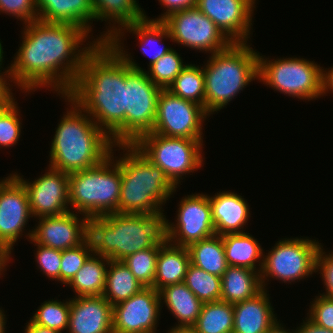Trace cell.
<instances>
[{"label":"cell","instance_id":"obj_1","mask_svg":"<svg viewBox=\"0 0 333 333\" xmlns=\"http://www.w3.org/2000/svg\"><path fill=\"white\" fill-rule=\"evenodd\" d=\"M21 32L22 43L7 66L9 81L28 95L42 87L51 88L59 96L69 95L85 58L98 44L96 39L86 46L92 35L84 29L40 20L26 23Z\"/></svg>","mask_w":333,"mask_h":333},{"label":"cell","instance_id":"obj_2","mask_svg":"<svg viewBox=\"0 0 333 333\" xmlns=\"http://www.w3.org/2000/svg\"><path fill=\"white\" fill-rule=\"evenodd\" d=\"M69 96L116 144H126V63L105 42L85 58Z\"/></svg>","mask_w":333,"mask_h":333},{"label":"cell","instance_id":"obj_3","mask_svg":"<svg viewBox=\"0 0 333 333\" xmlns=\"http://www.w3.org/2000/svg\"><path fill=\"white\" fill-rule=\"evenodd\" d=\"M69 109L60 119L50 147V167L72 173L101 163L115 144L93 119L69 96Z\"/></svg>","mask_w":333,"mask_h":333},{"label":"cell","instance_id":"obj_4","mask_svg":"<svg viewBox=\"0 0 333 333\" xmlns=\"http://www.w3.org/2000/svg\"><path fill=\"white\" fill-rule=\"evenodd\" d=\"M165 215L113 213L88 220L94 254L122 261L165 240Z\"/></svg>","mask_w":333,"mask_h":333},{"label":"cell","instance_id":"obj_5","mask_svg":"<svg viewBox=\"0 0 333 333\" xmlns=\"http://www.w3.org/2000/svg\"><path fill=\"white\" fill-rule=\"evenodd\" d=\"M116 147L123 150L122 157L119 156L117 160L121 167L117 213L165 214L162 206L169 201L173 193L175 194L178 187L159 166L152 164L133 144H116Z\"/></svg>","mask_w":333,"mask_h":333},{"label":"cell","instance_id":"obj_6","mask_svg":"<svg viewBox=\"0 0 333 333\" xmlns=\"http://www.w3.org/2000/svg\"><path fill=\"white\" fill-rule=\"evenodd\" d=\"M248 42H233L211 54L203 66L205 111L210 116L225 108L245 86L259 80L258 54Z\"/></svg>","mask_w":333,"mask_h":333},{"label":"cell","instance_id":"obj_7","mask_svg":"<svg viewBox=\"0 0 333 333\" xmlns=\"http://www.w3.org/2000/svg\"><path fill=\"white\" fill-rule=\"evenodd\" d=\"M111 154L98 165L69 173V203L72 212L88 219L117 213L121 190V167ZM114 158H116L114 160Z\"/></svg>","mask_w":333,"mask_h":333},{"label":"cell","instance_id":"obj_8","mask_svg":"<svg viewBox=\"0 0 333 333\" xmlns=\"http://www.w3.org/2000/svg\"><path fill=\"white\" fill-rule=\"evenodd\" d=\"M106 43L126 63V144H133L154 126L160 87L148 77L121 41Z\"/></svg>","mask_w":333,"mask_h":333},{"label":"cell","instance_id":"obj_9","mask_svg":"<svg viewBox=\"0 0 333 333\" xmlns=\"http://www.w3.org/2000/svg\"><path fill=\"white\" fill-rule=\"evenodd\" d=\"M258 56L259 82L300 100L322 97L323 68L315 61L300 57L270 60L260 53Z\"/></svg>","mask_w":333,"mask_h":333},{"label":"cell","instance_id":"obj_10","mask_svg":"<svg viewBox=\"0 0 333 333\" xmlns=\"http://www.w3.org/2000/svg\"><path fill=\"white\" fill-rule=\"evenodd\" d=\"M133 145L152 164L159 166L176 187L181 184L182 176L186 177L204 165L203 139L168 137L148 132Z\"/></svg>","mask_w":333,"mask_h":333},{"label":"cell","instance_id":"obj_11","mask_svg":"<svg viewBox=\"0 0 333 333\" xmlns=\"http://www.w3.org/2000/svg\"><path fill=\"white\" fill-rule=\"evenodd\" d=\"M263 256L260 273L263 289L269 278L291 284L316 273V254L319 241L307 237L283 238Z\"/></svg>","mask_w":333,"mask_h":333},{"label":"cell","instance_id":"obj_12","mask_svg":"<svg viewBox=\"0 0 333 333\" xmlns=\"http://www.w3.org/2000/svg\"><path fill=\"white\" fill-rule=\"evenodd\" d=\"M172 42L214 54L228 48L233 42L196 6L170 14L163 20Z\"/></svg>","mask_w":333,"mask_h":333},{"label":"cell","instance_id":"obj_13","mask_svg":"<svg viewBox=\"0 0 333 333\" xmlns=\"http://www.w3.org/2000/svg\"><path fill=\"white\" fill-rule=\"evenodd\" d=\"M209 115L197 103L173 95L169 90L160 91L157 113L152 133L162 136L204 139L203 123Z\"/></svg>","mask_w":333,"mask_h":333},{"label":"cell","instance_id":"obj_14","mask_svg":"<svg viewBox=\"0 0 333 333\" xmlns=\"http://www.w3.org/2000/svg\"><path fill=\"white\" fill-rule=\"evenodd\" d=\"M176 212V224L165 216V239L171 244L188 247L215 235L208 194L185 195Z\"/></svg>","mask_w":333,"mask_h":333},{"label":"cell","instance_id":"obj_15","mask_svg":"<svg viewBox=\"0 0 333 333\" xmlns=\"http://www.w3.org/2000/svg\"><path fill=\"white\" fill-rule=\"evenodd\" d=\"M45 174L34 181L13 173L25 187L32 218L56 216L71 211L69 203V173L48 166Z\"/></svg>","mask_w":333,"mask_h":333},{"label":"cell","instance_id":"obj_16","mask_svg":"<svg viewBox=\"0 0 333 333\" xmlns=\"http://www.w3.org/2000/svg\"><path fill=\"white\" fill-rule=\"evenodd\" d=\"M31 217L28 194L22 182L13 173L0 179V244L11 253Z\"/></svg>","mask_w":333,"mask_h":333},{"label":"cell","instance_id":"obj_17","mask_svg":"<svg viewBox=\"0 0 333 333\" xmlns=\"http://www.w3.org/2000/svg\"><path fill=\"white\" fill-rule=\"evenodd\" d=\"M159 291L145 287L113 306V333H157L162 310Z\"/></svg>","mask_w":333,"mask_h":333},{"label":"cell","instance_id":"obj_18","mask_svg":"<svg viewBox=\"0 0 333 333\" xmlns=\"http://www.w3.org/2000/svg\"><path fill=\"white\" fill-rule=\"evenodd\" d=\"M77 214L69 211L61 215L37 218L38 224L29 229L25 237L30 243L61 251L76 247L88 238L89 220L85 215L81 214L80 217Z\"/></svg>","mask_w":333,"mask_h":333},{"label":"cell","instance_id":"obj_19","mask_svg":"<svg viewBox=\"0 0 333 333\" xmlns=\"http://www.w3.org/2000/svg\"><path fill=\"white\" fill-rule=\"evenodd\" d=\"M256 0H198L196 7L232 42H248Z\"/></svg>","mask_w":333,"mask_h":333},{"label":"cell","instance_id":"obj_20","mask_svg":"<svg viewBox=\"0 0 333 333\" xmlns=\"http://www.w3.org/2000/svg\"><path fill=\"white\" fill-rule=\"evenodd\" d=\"M68 333H113V306L102 296L70 298Z\"/></svg>","mask_w":333,"mask_h":333},{"label":"cell","instance_id":"obj_21","mask_svg":"<svg viewBox=\"0 0 333 333\" xmlns=\"http://www.w3.org/2000/svg\"><path fill=\"white\" fill-rule=\"evenodd\" d=\"M209 203L212 212L215 234L244 233L250 215L247 200L235 192L220 191L215 195H209Z\"/></svg>","mask_w":333,"mask_h":333},{"label":"cell","instance_id":"obj_22","mask_svg":"<svg viewBox=\"0 0 333 333\" xmlns=\"http://www.w3.org/2000/svg\"><path fill=\"white\" fill-rule=\"evenodd\" d=\"M35 4L40 21L76 25L88 34L93 31L91 24L95 21V14L92 0H35Z\"/></svg>","mask_w":333,"mask_h":333},{"label":"cell","instance_id":"obj_23","mask_svg":"<svg viewBox=\"0 0 333 333\" xmlns=\"http://www.w3.org/2000/svg\"><path fill=\"white\" fill-rule=\"evenodd\" d=\"M267 292L263 289L255 297L233 304L232 333H265L278 320Z\"/></svg>","mask_w":333,"mask_h":333},{"label":"cell","instance_id":"obj_24","mask_svg":"<svg viewBox=\"0 0 333 333\" xmlns=\"http://www.w3.org/2000/svg\"><path fill=\"white\" fill-rule=\"evenodd\" d=\"M145 16L143 19L132 24L126 25L123 28L116 30L107 41H122L126 32L136 35L140 42L141 52L149 56V67L152 66L163 55L172 50L171 47L161 45L163 38L173 41L169 29L163 21H155ZM151 57V58H150Z\"/></svg>","mask_w":333,"mask_h":333},{"label":"cell","instance_id":"obj_25","mask_svg":"<svg viewBox=\"0 0 333 333\" xmlns=\"http://www.w3.org/2000/svg\"><path fill=\"white\" fill-rule=\"evenodd\" d=\"M138 0H92L95 21H105L109 24L96 42L105 43L121 27L132 24L146 16L145 10L137 2ZM113 24H112V23ZM117 26V27H116Z\"/></svg>","mask_w":333,"mask_h":333},{"label":"cell","instance_id":"obj_26","mask_svg":"<svg viewBox=\"0 0 333 333\" xmlns=\"http://www.w3.org/2000/svg\"><path fill=\"white\" fill-rule=\"evenodd\" d=\"M191 264L187 247L164 240L159 246L153 288L157 291L170 284L184 282Z\"/></svg>","mask_w":333,"mask_h":333},{"label":"cell","instance_id":"obj_27","mask_svg":"<svg viewBox=\"0 0 333 333\" xmlns=\"http://www.w3.org/2000/svg\"><path fill=\"white\" fill-rule=\"evenodd\" d=\"M159 296L161 305L165 304L177 319L178 324L176 323L173 327L187 328L195 325L203 303L184 282L163 287L159 290Z\"/></svg>","mask_w":333,"mask_h":333},{"label":"cell","instance_id":"obj_28","mask_svg":"<svg viewBox=\"0 0 333 333\" xmlns=\"http://www.w3.org/2000/svg\"><path fill=\"white\" fill-rule=\"evenodd\" d=\"M221 285L220 300L231 304L255 297L263 290L258 271L238 266L227 267Z\"/></svg>","mask_w":333,"mask_h":333},{"label":"cell","instance_id":"obj_29","mask_svg":"<svg viewBox=\"0 0 333 333\" xmlns=\"http://www.w3.org/2000/svg\"><path fill=\"white\" fill-rule=\"evenodd\" d=\"M249 234L244 232L222 236L226 260L228 266L246 267L261 273L265 252L259 241Z\"/></svg>","mask_w":333,"mask_h":333},{"label":"cell","instance_id":"obj_30","mask_svg":"<svg viewBox=\"0 0 333 333\" xmlns=\"http://www.w3.org/2000/svg\"><path fill=\"white\" fill-rule=\"evenodd\" d=\"M109 261L108 257L94 253L87 259L74 278L67 284L75 292L74 297L103 294Z\"/></svg>","mask_w":333,"mask_h":333},{"label":"cell","instance_id":"obj_31","mask_svg":"<svg viewBox=\"0 0 333 333\" xmlns=\"http://www.w3.org/2000/svg\"><path fill=\"white\" fill-rule=\"evenodd\" d=\"M143 288L145 286L135 278L130 269L122 261H109L102 296L112 306L129 299Z\"/></svg>","mask_w":333,"mask_h":333},{"label":"cell","instance_id":"obj_32","mask_svg":"<svg viewBox=\"0 0 333 333\" xmlns=\"http://www.w3.org/2000/svg\"><path fill=\"white\" fill-rule=\"evenodd\" d=\"M190 262L197 268L223 276L228 263L221 235H213L209 238L190 244L188 247Z\"/></svg>","mask_w":333,"mask_h":333},{"label":"cell","instance_id":"obj_33","mask_svg":"<svg viewBox=\"0 0 333 333\" xmlns=\"http://www.w3.org/2000/svg\"><path fill=\"white\" fill-rule=\"evenodd\" d=\"M233 304L224 301L203 303L200 315L192 327L197 333H232Z\"/></svg>","mask_w":333,"mask_h":333},{"label":"cell","instance_id":"obj_34","mask_svg":"<svg viewBox=\"0 0 333 333\" xmlns=\"http://www.w3.org/2000/svg\"><path fill=\"white\" fill-rule=\"evenodd\" d=\"M167 90L184 100L201 105L205 110L203 67L195 64H186Z\"/></svg>","mask_w":333,"mask_h":333},{"label":"cell","instance_id":"obj_35","mask_svg":"<svg viewBox=\"0 0 333 333\" xmlns=\"http://www.w3.org/2000/svg\"><path fill=\"white\" fill-rule=\"evenodd\" d=\"M185 285L202 303L219 301L221 297V277L197 268L188 266L184 279Z\"/></svg>","mask_w":333,"mask_h":333},{"label":"cell","instance_id":"obj_36","mask_svg":"<svg viewBox=\"0 0 333 333\" xmlns=\"http://www.w3.org/2000/svg\"><path fill=\"white\" fill-rule=\"evenodd\" d=\"M70 313V299H50L41 303L30 320L36 325L55 329L60 332L67 331Z\"/></svg>","mask_w":333,"mask_h":333},{"label":"cell","instance_id":"obj_37","mask_svg":"<svg viewBox=\"0 0 333 333\" xmlns=\"http://www.w3.org/2000/svg\"><path fill=\"white\" fill-rule=\"evenodd\" d=\"M159 247H152L127 256L122 262L145 287H152L156 274Z\"/></svg>","mask_w":333,"mask_h":333},{"label":"cell","instance_id":"obj_38","mask_svg":"<svg viewBox=\"0 0 333 333\" xmlns=\"http://www.w3.org/2000/svg\"><path fill=\"white\" fill-rule=\"evenodd\" d=\"M16 98L0 104V148L16 145L21 136V118Z\"/></svg>","mask_w":333,"mask_h":333},{"label":"cell","instance_id":"obj_39","mask_svg":"<svg viewBox=\"0 0 333 333\" xmlns=\"http://www.w3.org/2000/svg\"><path fill=\"white\" fill-rule=\"evenodd\" d=\"M176 50L172 49L146 71L148 77L161 89H167L186 66Z\"/></svg>","mask_w":333,"mask_h":333},{"label":"cell","instance_id":"obj_40","mask_svg":"<svg viewBox=\"0 0 333 333\" xmlns=\"http://www.w3.org/2000/svg\"><path fill=\"white\" fill-rule=\"evenodd\" d=\"M93 253L89 238L76 247L62 250L60 283L67 285Z\"/></svg>","mask_w":333,"mask_h":333},{"label":"cell","instance_id":"obj_41","mask_svg":"<svg viewBox=\"0 0 333 333\" xmlns=\"http://www.w3.org/2000/svg\"><path fill=\"white\" fill-rule=\"evenodd\" d=\"M37 246L35 253V261L38 269H40L45 276L53 281L60 282V268H61V255L62 251L45 247L43 245L34 243Z\"/></svg>","mask_w":333,"mask_h":333},{"label":"cell","instance_id":"obj_42","mask_svg":"<svg viewBox=\"0 0 333 333\" xmlns=\"http://www.w3.org/2000/svg\"><path fill=\"white\" fill-rule=\"evenodd\" d=\"M0 13L19 19L23 25L38 20L35 0H0Z\"/></svg>","mask_w":333,"mask_h":333},{"label":"cell","instance_id":"obj_43","mask_svg":"<svg viewBox=\"0 0 333 333\" xmlns=\"http://www.w3.org/2000/svg\"><path fill=\"white\" fill-rule=\"evenodd\" d=\"M310 304L307 317L316 325L333 330V298L315 296Z\"/></svg>","mask_w":333,"mask_h":333},{"label":"cell","instance_id":"obj_44","mask_svg":"<svg viewBox=\"0 0 333 333\" xmlns=\"http://www.w3.org/2000/svg\"><path fill=\"white\" fill-rule=\"evenodd\" d=\"M323 246L320 245L316 254V269L315 272H319L322 277L325 291L321 295L333 298V251L328 254L323 250Z\"/></svg>","mask_w":333,"mask_h":333},{"label":"cell","instance_id":"obj_45","mask_svg":"<svg viewBox=\"0 0 333 333\" xmlns=\"http://www.w3.org/2000/svg\"><path fill=\"white\" fill-rule=\"evenodd\" d=\"M161 4V7L165 8V12L151 20L155 21H163L167 18L170 14L185 10L187 8L195 7L197 5L198 0H158Z\"/></svg>","mask_w":333,"mask_h":333},{"label":"cell","instance_id":"obj_46","mask_svg":"<svg viewBox=\"0 0 333 333\" xmlns=\"http://www.w3.org/2000/svg\"><path fill=\"white\" fill-rule=\"evenodd\" d=\"M2 65H0V104L9 101L14 93L12 92L13 84H10L9 77H8V68L3 69Z\"/></svg>","mask_w":333,"mask_h":333},{"label":"cell","instance_id":"obj_47","mask_svg":"<svg viewBox=\"0 0 333 333\" xmlns=\"http://www.w3.org/2000/svg\"><path fill=\"white\" fill-rule=\"evenodd\" d=\"M303 323L295 330L296 333H333V330H329L316 325L308 317L304 318Z\"/></svg>","mask_w":333,"mask_h":333},{"label":"cell","instance_id":"obj_48","mask_svg":"<svg viewBox=\"0 0 333 333\" xmlns=\"http://www.w3.org/2000/svg\"><path fill=\"white\" fill-rule=\"evenodd\" d=\"M322 96L329 93H333V66L322 70Z\"/></svg>","mask_w":333,"mask_h":333},{"label":"cell","instance_id":"obj_49","mask_svg":"<svg viewBox=\"0 0 333 333\" xmlns=\"http://www.w3.org/2000/svg\"><path fill=\"white\" fill-rule=\"evenodd\" d=\"M11 256V252L4 245L0 244V276L4 275L3 272L6 271Z\"/></svg>","mask_w":333,"mask_h":333},{"label":"cell","instance_id":"obj_50","mask_svg":"<svg viewBox=\"0 0 333 333\" xmlns=\"http://www.w3.org/2000/svg\"><path fill=\"white\" fill-rule=\"evenodd\" d=\"M27 323L28 324L25 326L26 328H24V333H62L55 329H49L47 327L36 325L31 320H29Z\"/></svg>","mask_w":333,"mask_h":333},{"label":"cell","instance_id":"obj_51","mask_svg":"<svg viewBox=\"0 0 333 333\" xmlns=\"http://www.w3.org/2000/svg\"><path fill=\"white\" fill-rule=\"evenodd\" d=\"M265 333H296L295 330L285 329L283 323H280V319L277 320Z\"/></svg>","mask_w":333,"mask_h":333},{"label":"cell","instance_id":"obj_52","mask_svg":"<svg viewBox=\"0 0 333 333\" xmlns=\"http://www.w3.org/2000/svg\"><path fill=\"white\" fill-rule=\"evenodd\" d=\"M167 333H197L192 327H172Z\"/></svg>","mask_w":333,"mask_h":333},{"label":"cell","instance_id":"obj_53","mask_svg":"<svg viewBox=\"0 0 333 333\" xmlns=\"http://www.w3.org/2000/svg\"><path fill=\"white\" fill-rule=\"evenodd\" d=\"M4 310L0 308V333H6V321L7 318L5 317Z\"/></svg>","mask_w":333,"mask_h":333},{"label":"cell","instance_id":"obj_54","mask_svg":"<svg viewBox=\"0 0 333 333\" xmlns=\"http://www.w3.org/2000/svg\"><path fill=\"white\" fill-rule=\"evenodd\" d=\"M0 40H1V39H0ZM1 43H2V42L0 41V65H4V64H3V62H4V61H3V59H4V58H3V57H4V56H3L4 51H3V46H2Z\"/></svg>","mask_w":333,"mask_h":333}]
</instances>
